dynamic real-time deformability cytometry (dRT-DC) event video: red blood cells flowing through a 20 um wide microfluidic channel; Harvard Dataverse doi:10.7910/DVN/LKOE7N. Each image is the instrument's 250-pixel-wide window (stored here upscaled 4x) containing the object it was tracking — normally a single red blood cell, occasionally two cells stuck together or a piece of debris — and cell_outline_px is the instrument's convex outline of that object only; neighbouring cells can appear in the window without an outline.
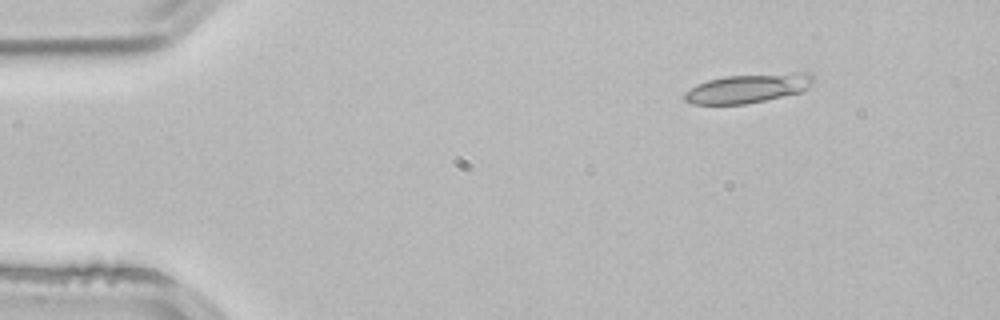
{"species": "common noctule bat (a hibernating species)", "species_latin": "Nyctalus noctula", "temperature_condition": "room temperature", "stored_images_in_passage": 3, "camera_frame_rate_fps": 3000, "um_per_image_px": 0.085, "animal": {"sex": "male", "body_mass_g": 21.5, "forearm_length_mm": 52.0}, "frame": {"image": 1, "passage_image": 1, "time_ms": 0.0, "image_size_px": [1000, 320], "cell_outline_px": [[812, 84], [808, 88], [800, 92], [764, 100], [744, 104], [692, 104], [684, 100], [684, 92], [696, 84], [708, 80], [724, 76], [792, 72], [812, 72]], "centroid_in_image_um": [63.56, 7.49], "position_along_channel_um": 21.4, "area_um2": 21.85}}
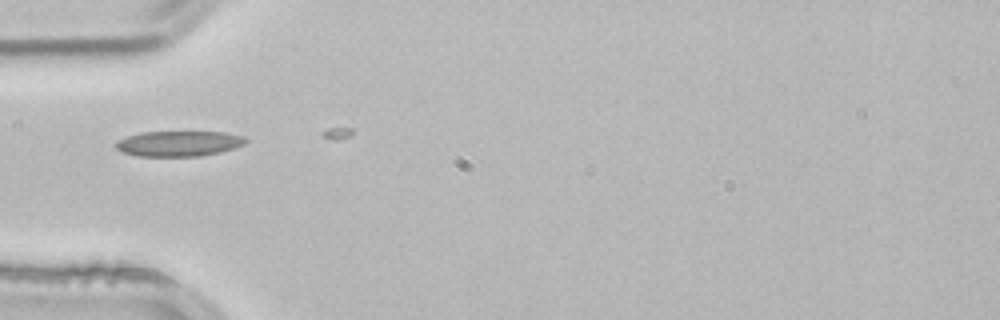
{"frame": {"image": 2, "passage_image": 3, "time_ms": 0.667, "image_size_px": [1000, 320], "cell_outline_px": [[248, 140], [244, 144], [220, 152], [200, 156], [136, 156], [120, 152], [116, 148], [116, 140], [140, 132], [224, 132], [244, 136]], "centroid_in_image_um": [15.16, 12.2], "position_along_channel_um": 69.8, "area_um2": 19.25}}